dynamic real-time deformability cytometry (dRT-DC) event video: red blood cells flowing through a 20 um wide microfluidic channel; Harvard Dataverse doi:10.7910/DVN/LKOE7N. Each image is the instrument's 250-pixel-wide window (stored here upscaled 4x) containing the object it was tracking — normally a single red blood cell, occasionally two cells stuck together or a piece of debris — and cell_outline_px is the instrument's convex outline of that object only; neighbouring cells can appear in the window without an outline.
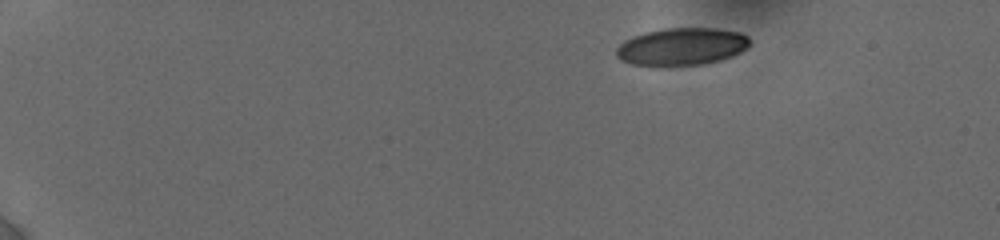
{"species": "human", "species_latin": "Homo sapiens", "temperature_condition": "cold", "stored_images_in_passage": 13, "camera_frame_rate_fps": 3000, "um_per_image_px": 0.085, "donor": {"sex": "female"}, "frame": {"image": 1, "passage_image": 1, "time_ms": 0.0, "image_size_px": [1000, 240], "cell_outline_px": [[748, 48], [732, 56], [720, 60], [704, 64], [632, 64], [620, 60], [616, 56], [616, 48], [624, 40], [632, 36], [644, 32], [668, 28], [716, 28], [740, 32], [748, 36]], "centroid_in_image_um": [57.95, 3.93], "position_along_channel_um": 27.1, "area_um2": 28.78}}
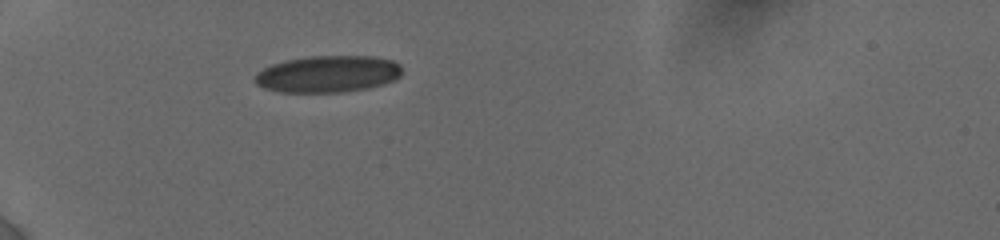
{"frame": {"image": 2, "passage_image": 10, "time_ms": 3.333, "image_size_px": [1000, 240], "cell_outline_px": [[400, 76], [396, 80], [384, 84], [368, 88], [340, 92], [284, 92], [264, 88], [256, 84], [256, 72], [272, 64], [284, 60], [308, 56], [376, 56], [392, 60], [400, 64]], "centroid_in_image_um": [27.89, 6.28], "position_along_channel_um": 57.1, "area_um2": 31.62}}